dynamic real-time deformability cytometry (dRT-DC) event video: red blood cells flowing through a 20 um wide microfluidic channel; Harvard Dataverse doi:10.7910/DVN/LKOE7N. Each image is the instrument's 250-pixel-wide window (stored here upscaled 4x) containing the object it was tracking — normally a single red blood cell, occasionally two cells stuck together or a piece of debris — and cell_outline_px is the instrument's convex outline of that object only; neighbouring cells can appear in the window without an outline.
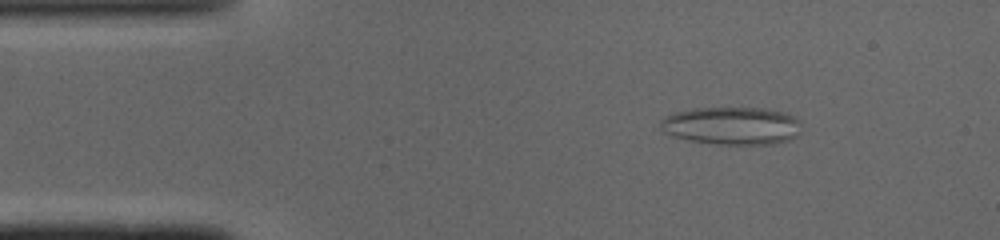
{"species": "common noctule bat (a hibernating species)", "species_latin": "Nyctalus noctula", "temperature_condition": "cold", "stored_images_in_passage": 48, "camera_frame_rate_fps": 3000, "um_per_image_px": 0.085, "animal": {"sex": "male", "body_mass_g": 19.0, "forearm_length_mm": 50.8}, "frame": {"image": 1, "passage_image": 6, "time_ms": 1.667, "image_size_px": [1000, 240], "cell_outline_px": [[800, 132], [796, 136], [788, 140], [772, 144], [716, 144], [688, 140], [672, 136], [660, 132], [660, 120], [672, 112], [692, 108], [764, 108], [788, 112], [800, 124]], "centroid_in_image_um": [62.15, 10.68], "position_along_channel_um": 22.9, "area_um2": 31.39}}
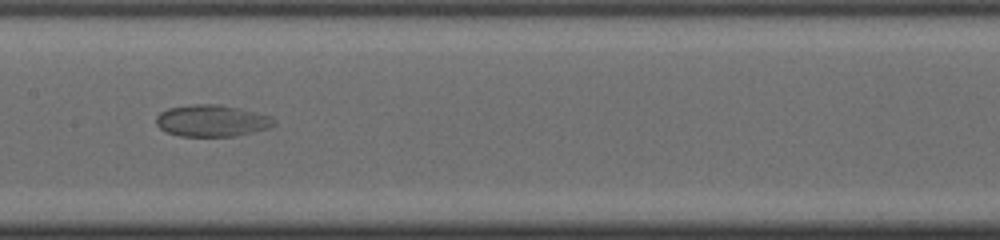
{"frame": {"image": 2, "passage_image": 23, "time_ms": 7.333, "image_size_px": [1000, 240], "cell_outline_px": [[276, 124], [268, 128], [236, 136], [180, 136], [168, 132], [160, 128], [156, 124], [156, 116], [160, 112], [168, 108], [192, 104], [220, 104], [240, 108], [272, 116]], "centroid_in_image_um": [18.01, 10.25], "position_along_channel_um": 189.4, "area_um2": 21.85}}
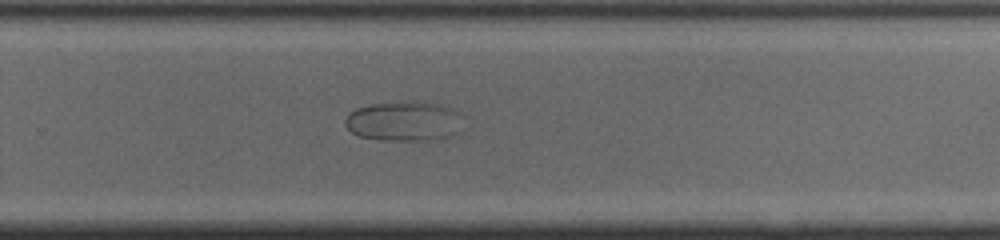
{"frame": {"image": 3, "passage_image": 31, "time_ms": 10.0, "image_size_px": [1000, 240], "cell_outline_px": [[460, 132], [452, 136], [436, 140], [380, 140], [360, 136], [352, 132], [344, 124], [344, 120], [348, 112], [356, 108], [368, 104], [412, 100], [440, 104], [452, 108], [460, 112]], "centroid_in_image_um": [34.34, 10.29], "position_along_channel_um": 295.5, "area_um2": 27.92}}